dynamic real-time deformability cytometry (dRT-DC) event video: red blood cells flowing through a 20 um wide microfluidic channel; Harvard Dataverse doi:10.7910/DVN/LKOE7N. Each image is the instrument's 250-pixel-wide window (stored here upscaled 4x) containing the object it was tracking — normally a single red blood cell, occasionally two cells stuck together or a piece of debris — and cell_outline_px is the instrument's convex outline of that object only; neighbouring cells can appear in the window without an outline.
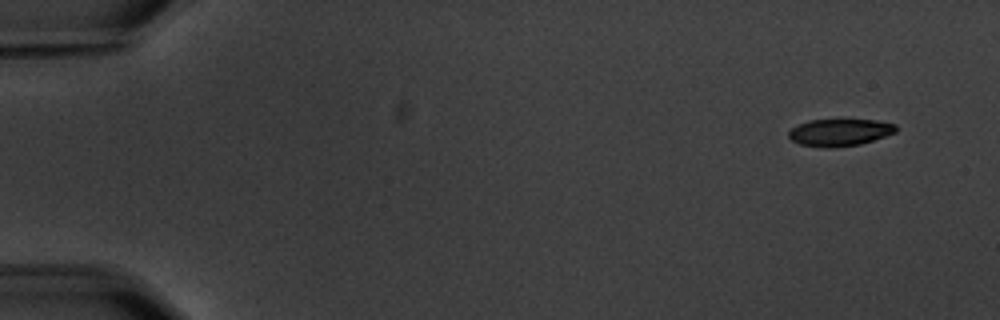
{"species": "common noctule bat (a hibernating species)", "species_latin": "Nyctalus noctula", "temperature_condition": "warm", "stored_images_in_passage": 5, "camera_frame_rate_fps": 3000, "um_per_image_px": 0.085, "animal": {"sex": "male", "body_mass_g": 20.1, "forearm_length_mm": 53.5}, "frame": {"image": 1, "passage_image": 1, "time_ms": 0.0, "image_size_px": [1000, 320], "cell_outline_px": [[896, 132], [860, 144], [828, 148], [800, 144], [792, 140], [788, 136], [788, 132], [792, 128], [808, 120], [876, 120], [896, 124]], "centroid_in_image_um": [71.37, 11.25], "position_along_channel_um": 13.6, "area_um2": 16.7}}
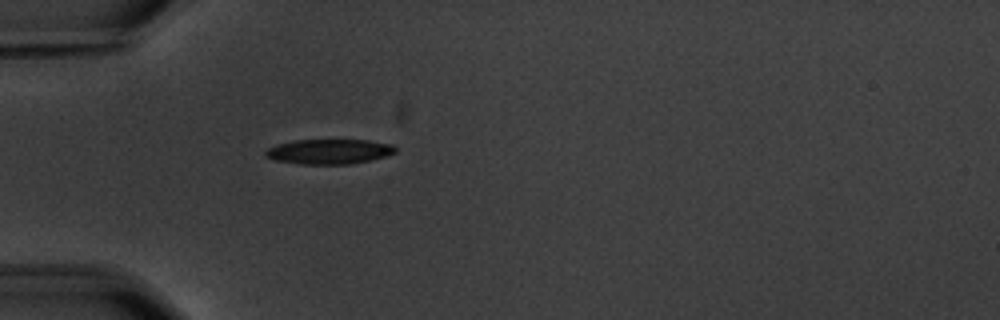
{"frame": {"image": 2, "passage_image": 5, "time_ms": 4.667, "image_size_px": [1000, 320], "cell_outline_px": [[396, 152], [384, 156], [352, 164], [300, 164], [276, 160], [264, 156], [264, 152], [268, 148], [276, 144], [296, 140], [368, 140], [392, 144], [396, 148]], "centroid_in_image_um": [27.95, 12.88], "position_along_channel_um": 57.1, "area_um2": 18.79}}